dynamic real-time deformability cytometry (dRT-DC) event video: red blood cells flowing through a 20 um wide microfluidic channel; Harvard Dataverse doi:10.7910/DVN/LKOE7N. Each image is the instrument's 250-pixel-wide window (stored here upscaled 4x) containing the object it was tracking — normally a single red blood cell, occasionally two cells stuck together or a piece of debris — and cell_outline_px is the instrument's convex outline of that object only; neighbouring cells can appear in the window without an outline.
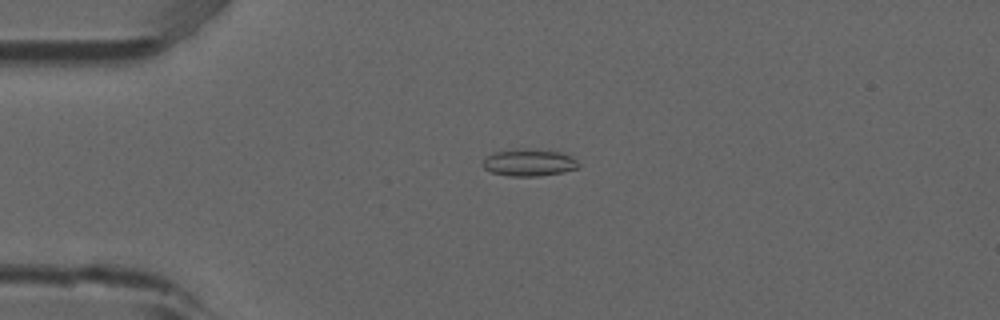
{"species": "common noctule bat (a hibernating species)", "species_latin": "Nyctalus noctula", "temperature_condition": "room temperature", "stored_images_in_passage": 50, "camera_frame_rate_fps": 3000, "um_per_image_px": 0.085, "animal": {"sex": "male", "forearm_length_mm": 52.5}, "frame": {"image": 1, "passage_image": 13, "time_ms": 4.0, "image_size_px": [1000, 320], "cell_outline_px": [[580, 168], [564, 172], [540, 176], [508, 176], [492, 172], [484, 168], [480, 164], [492, 152], [516, 148], [532, 148], [560, 152], [572, 156], [580, 164]], "centroid_in_image_um": [44.98, 13.81], "position_along_channel_um": 40.0, "area_um2": 15.49}}
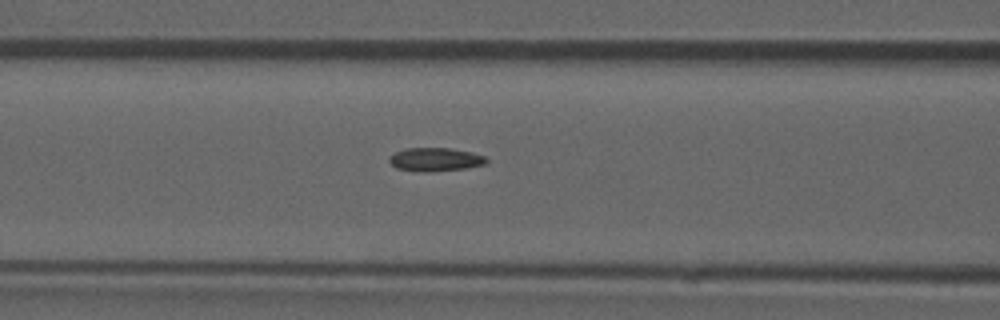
{"frame": {"image": 2, "passage_image": 22, "time_ms": 7.0, "image_size_px": [1000, 320], "cell_outline_px": [[488, 160], [484, 164], [464, 168], [428, 172], [396, 168], [388, 160], [388, 156], [396, 152], [408, 148], [448, 148], [472, 152], [484, 156]], "centroid_in_image_um": [36.98, 13.54], "position_along_channel_um": 129.6, "area_um2": 13.06}}
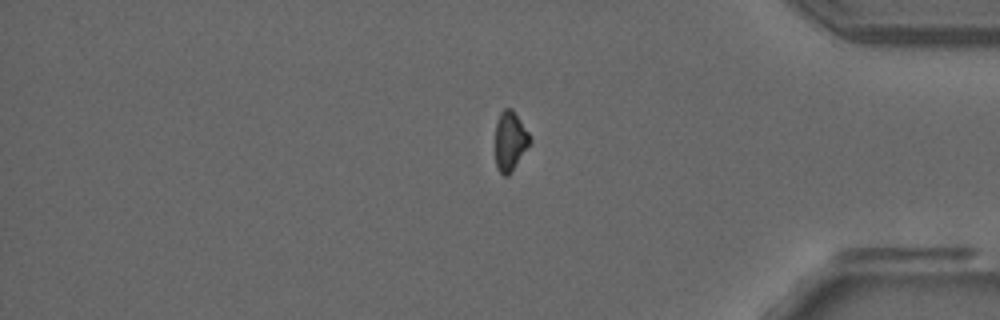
{"frame": {"image": 3, "passage_image": 44, "time_ms": 14.333, "image_size_px": [1000, 320], "cell_outline_px": [[532, 140], [508, 176], [504, 176], [496, 168], [496, 120], [500, 112], [504, 108], [512, 108], [528, 132]], "centroid_in_image_um": [43.34, 11.96], "position_along_channel_um": 391.9, "area_um2": 11.85}, "authors_computed_cell_mechanics": {"area_um2": 13.1784, "velocity_mm_per_s": 3.9165, "shape_relaxation_time_tau1_ms": null, "shape_relaxation_time_tau2_ms": 5.9959, "deformation_change_tau1": null, "deformation_change_tau2": 0.1124}}